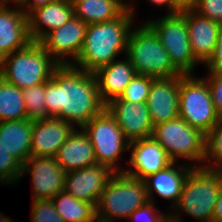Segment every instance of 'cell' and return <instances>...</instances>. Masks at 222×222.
Here are the masks:
<instances>
[{
	"label": "cell",
	"instance_id": "obj_41",
	"mask_svg": "<svg viewBox=\"0 0 222 222\" xmlns=\"http://www.w3.org/2000/svg\"><path fill=\"white\" fill-rule=\"evenodd\" d=\"M119 6H121L125 11H130L133 13L134 17H135V10L133 8V5L128 2H125L123 0H114Z\"/></svg>",
	"mask_w": 222,
	"mask_h": 222
},
{
	"label": "cell",
	"instance_id": "obj_25",
	"mask_svg": "<svg viewBox=\"0 0 222 222\" xmlns=\"http://www.w3.org/2000/svg\"><path fill=\"white\" fill-rule=\"evenodd\" d=\"M73 8L74 16L87 24L111 21L125 11L114 0H76Z\"/></svg>",
	"mask_w": 222,
	"mask_h": 222
},
{
	"label": "cell",
	"instance_id": "obj_35",
	"mask_svg": "<svg viewBox=\"0 0 222 222\" xmlns=\"http://www.w3.org/2000/svg\"><path fill=\"white\" fill-rule=\"evenodd\" d=\"M204 79L209 85L215 110L222 118V72H209Z\"/></svg>",
	"mask_w": 222,
	"mask_h": 222
},
{
	"label": "cell",
	"instance_id": "obj_19",
	"mask_svg": "<svg viewBox=\"0 0 222 222\" xmlns=\"http://www.w3.org/2000/svg\"><path fill=\"white\" fill-rule=\"evenodd\" d=\"M180 13L186 18L193 56L204 65L216 47L220 23L199 15L193 9Z\"/></svg>",
	"mask_w": 222,
	"mask_h": 222
},
{
	"label": "cell",
	"instance_id": "obj_10",
	"mask_svg": "<svg viewBox=\"0 0 222 222\" xmlns=\"http://www.w3.org/2000/svg\"><path fill=\"white\" fill-rule=\"evenodd\" d=\"M82 129L91 141L97 163L108 166L114 172H122L116 162L126 149L128 151L130 141L107 109L93 117Z\"/></svg>",
	"mask_w": 222,
	"mask_h": 222
},
{
	"label": "cell",
	"instance_id": "obj_30",
	"mask_svg": "<svg viewBox=\"0 0 222 222\" xmlns=\"http://www.w3.org/2000/svg\"><path fill=\"white\" fill-rule=\"evenodd\" d=\"M154 79L155 78L150 76L136 74L120 97L111 100H126L132 103L146 102Z\"/></svg>",
	"mask_w": 222,
	"mask_h": 222
},
{
	"label": "cell",
	"instance_id": "obj_26",
	"mask_svg": "<svg viewBox=\"0 0 222 222\" xmlns=\"http://www.w3.org/2000/svg\"><path fill=\"white\" fill-rule=\"evenodd\" d=\"M52 202L64 222H97L96 207L92 203L77 200L65 191L53 197Z\"/></svg>",
	"mask_w": 222,
	"mask_h": 222
},
{
	"label": "cell",
	"instance_id": "obj_6",
	"mask_svg": "<svg viewBox=\"0 0 222 222\" xmlns=\"http://www.w3.org/2000/svg\"><path fill=\"white\" fill-rule=\"evenodd\" d=\"M149 202L144 180L115 172L96 206L97 222H114L126 218Z\"/></svg>",
	"mask_w": 222,
	"mask_h": 222
},
{
	"label": "cell",
	"instance_id": "obj_15",
	"mask_svg": "<svg viewBox=\"0 0 222 222\" xmlns=\"http://www.w3.org/2000/svg\"><path fill=\"white\" fill-rule=\"evenodd\" d=\"M128 150L131 151L128 161L131 168H121L122 172L141 180L173 163L165 149L152 136L130 141Z\"/></svg>",
	"mask_w": 222,
	"mask_h": 222
},
{
	"label": "cell",
	"instance_id": "obj_22",
	"mask_svg": "<svg viewBox=\"0 0 222 222\" xmlns=\"http://www.w3.org/2000/svg\"><path fill=\"white\" fill-rule=\"evenodd\" d=\"M126 60H114L94 72L101 100L107 104L120 97L136 72L126 56Z\"/></svg>",
	"mask_w": 222,
	"mask_h": 222
},
{
	"label": "cell",
	"instance_id": "obj_13",
	"mask_svg": "<svg viewBox=\"0 0 222 222\" xmlns=\"http://www.w3.org/2000/svg\"><path fill=\"white\" fill-rule=\"evenodd\" d=\"M115 172L108 166L93 164L66 173L64 191L77 200L98 204L102 192Z\"/></svg>",
	"mask_w": 222,
	"mask_h": 222
},
{
	"label": "cell",
	"instance_id": "obj_36",
	"mask_svg": "<svg viewBox=\"0 0 222 222\" xmlns=\"http://www.w3.org/2000/svg\"><path fill=\"white\" fill-rule=\"evenodd\" d=\"M204 65L208 68V72H222V23L219 26L218 39L214 52Z\"/></svg>",
	"mask_w": 222,
	"mask_h": 222
},
{
	"label": "cell",
	"instance_id": "obj_28",
	"mask_svg": "<svg viewBox=\"0 0 222 222\" xmlns=\"http://www.w3.org/2000/svg\"><path fill=\"white\" fill-rule=\"evenodd\" d=\"M46 82L23 89L27 117L30 120L49 118L45 105Z\"/></svg>",
	"mask_w": 222,
	"mask_h": 222
},
{
	"label": "cell",
	"instance_id": "obj_8",
	"mask_svg": "<svg viewBox=\"0 0 222 222\" xmlns=\"http://www.w3.org/2000/svg\"><path fill=\"white\" fill-rule=\"evenodd\" d=\"M146 23L154 30L169 55L173 67L181 75H193L199 63L193 56L186 18L181 14L164 15Z\"/></svg>",
	"mask_w": 222,
	"mask_h": 222
},
{
	"label": "cell",
	"instance_id": "obj_5",
	"mask_svg": "<svg viewBox=\"0 0 222 222\" xmlns=\"http://www.w3.org/2000/svg\"><path fill=\"white\" fill-rule=\"evenodd\" d=\"M126 56L138 75L155 79L181 76L171 64L168 52L159 37L146 22L138 28L131 29Z\"/></svg>",
	"mask_w": 222,
	"mask_h": 222
},
{
	"label": "cell",
	"instance_id": "obj_16",
	"mask_svg": "<svg viewBox=\"0 0 222 222\" xmlns=\"http://www.w3.org/2000/svg\"><path fill=\"white\" fill-rule=\"evenodd\" d=\"M75 129L57 117L33 120L30 157L55 156Z\"/></svg>",
	"mask_w": 222,
	"mask_h": 222
},
{
	"label": "cell",
	"instance_id": "obj_44",
	"mask_svg": "<svg viewBox=\"0 0 222 222\" xmlns=\"http://www.w3.org/2000/svg\"><path fill=\"white\" fill-rule=\"evenodd\" d=\"M161 222H177L170 214Z\"/></svg>",
	"mask_w": 222,
	"mask_h": 222
},
{
	"label": "cell",
	"instance_id": "obj_31",
	"mask_svg": "<svg viewBox=\"0 0 222 222\" xmlns=\"http://www.w3.org/2000/svg\"><path fill=\"white\" fill-rule=\"evenodd\" d=\"M22 164L0 145V182L11 183L19 181Z\"/></svg>",
	"mask_w": 222,
	"mask_h": 222
},
{
	"label": "cell",
	"instance_id": "obj_23",
	"mask_svg": "<svg viewBox=\"0 0 222 222\" xmlns=\"http://www.w3.org/2000/svg\"><path fill=\"white\" fill-rule=\"evenodd\" d=\"M56 162L66 173L76 171L97 163L94 148L88 135L77 128L59 148Z\"/></svg>",
	"mask_w": 222,
	"mask_h": 222
},
{
	"label": "cell",
	"instance_id": "obj_21",
	"mask_svg": "<svg viewBox=\"0 0 222 222\" xmlns=\"http://www.w3.org/2000/svg\"><path fill=\"white\" fill-rule=\"evenodd\" d=\"M32 40L28 31V19L21 7L0 5V49L5 54L26 47Z\"/></svg>",
	"mask_w": 222,
	"mask_h": 222
},
{
	"label": "cell",
	"instance_id": "obj_2",
	"mask_svg": "<svg viewBox=\"0 0 222 222\" xmlns=\"http://www.w3.org/2000/svg\"><path fill=\"white\" fill-rule=\"evenodd\" d=\"M135 18L124 11L111 21L88 24L79 57L72 66L86 72H95L127 51V41ZM75 63V64H74Z\"/></svg>",
	"mask_w": 222,
	"mask_h": 222
},
{
	"label": "cell",
	"instance_id": "obj_17",
	"mask_svg": "<svg viewBox=\"0 0 222 222\" xmlns=\"http://www.w3.org/2000/svg\"><path fill=\"white\" fill-rule=\"evenodd\" d=\"M180 76L152 81L147 107L154 126L179 118Z\"/></svg>",
	"mask_w": 222,
	"mask_h": 222
},
{
	"label": "cell",
	"instance_id": "obj_46",
	"mask_svg": "<svg viewBox=\"0 0 222 222\" xmlns=\"http://www.w3.org/2000/svg\"><path fill=\"white\" fill-rule=\"evenodd\" d=\"M64 1H66V2H69V3H74L76 0H64Z\"/></svg>",
	"mask_w": 222,
	"mask_h": 222
},
{
	"label": "cell",
	"instance_id": "obj_32",
	"mask_svg": "<svg viewBox=\"0 0 222 222\" xmlns=\"http://www.w3.org/2000/svg\"><path fill=\"white\" fill-rule=\"evenodd\" d=\"M30 222H64L56 211L52 199L32 201Z\"/></svg>",
	"mask_w": 222,
	"mask_h": 222
},
{
	"label": "cell",
	"instance_id": "obj_18",
	"mask_svg": "<svg viewBox=\"0 0 222 222\" xmlns=\"http://www.w3.org/2000/svg\"><path fill=\"white\" fill-rule=\"evenodd\" d=\"M203 165L204 163L195 166L193 163L192 166H181L177 165L176 162H173L161 171L149 175L144 179L149 201L153 202L155 199L153 196L158 194V196L163 199L171 200V202L173 201L169 207L173 209L179 202L184 182L191 169L193 167H203Z\"/></svg>",
	"mask_w": 222,
	"mask_h": 222
},
{
	"label": "cell",
	"instance_id": "obj_12",
	"mask_svg": "<svg viewBox=\"0 0 222 222\" xmlns=\"http://www.w3.org/2000/svg\"><path fill=\"white\" fill-rule=\"evenodd\" d=\"M30 173L32 200L52 199L64 191L65 170L55 156L30 157L23 165L21 176Z\"/></svg>",
	"mask_w": 222,
	"mask_h": 222
},
{
	"label": "cell",
	"instance_id": "obj_43",
	"mask_svg": "<svg viewBox=\"0 0 222 222\" xmlns=\"http://www.w3.org/2000/svg\"><path fill=\"white\" fill-rule=\"evenodd\" d=\"M4 214L0 213V222H14L13 220L10 219V217H6V216H3Z\"/></svg>",
	"mask_w": 222,
	"mask_h": 222
},
{
	"label": "cell",
	"instance_id": "obj_3",
	"mask_svg": "<svg viewBox=\"0 0 222 222\" xmlns=\"http://www.w3.org/2000/svg\"><path fill=\"white\" fill-rule=\"evenodd\" d=\"M222 189V170L193 167L187 176L175 210L170 214L177 222L183 212L198 222H212L215 203ZM177 214H175V213Z\"/></svg>",
	"mask_w": 222,
	"mask_h": 222
},
{
	"label": "cell",
	"instance_id": "obj_11",
	"mask_svg": "<svg viewBox=\"0 0 222 222\" xmlns=\"http://www.w3.org/2000/svg\"><path fill=\"white\" fill-rule=\"evenodd\" d=\"M87 26L86 22L73 16L60 28L49 32L40 44L60 65H72V61L75 62L79 57Z\"/></svg>",
	"mask_w": 222,
	"mask_h": 222
},
{
	"label": "cell",
	"instance_id": "obj_42",
	"mask_svg": "<svg viewBox=\"0 0 222 222\" xmlns=\"http://www.w3.org/2000/svg\"><path fill=\"white\" fill-rule=\"evenodd\" d=\"M9 2H14L15 7H21L26 2V0H0V5H7Z\"/></svg>",
	"mask_w": 222,
	"mask_h": 222
},
{
	"label": "cell",
	"instance_id": "obj_1",
	"mask_svg": "<svg viewBox=\"0 0 222 222\" xmlns=\"http://www.w3.org/2000/svg\"><path fill=\"white\" fill-rule=\"evenodd\" d=\"M45 105L49 117L60 118L80 129L106 107L94 72L72 65H60L46 82Z\"/></svg>",
	"mask_w": 222,
	"mask_h": 222
},
{
	"label": "cell",
	"instance_id": "obj_27",
	"mask_svg": "<svg viewBox=\"0 0 222 222\" xmlns=\"http://www.w3.org/2000/svg\"><path fill=\"white\" fill-rule=\"evenodd\" d=\"M26 118L23 90L0 76V122Z\"/></svg>",
	"mask_w": 222,
	"mask_h": 222
},
{
	"label": "cell",
	"instance_id": "obj_38",
	"mask_svg": "<svg viewBox=\"0 0 222 222\" xmlns=\"http://www.w3.org/2000/svg\"><path fill=\"white\" fill-rule=\"evenodd\" d=\"M55 0H26V2L21 6V9L28 15L34 9L45 6L48 3L54 2Z\"/></svg>",
	"mask_w": 222,
	"mask_h": 222
},
{
	"label": "cell",
	"instance_id": "obj_33",
	"mask_svg": "<svg viewBox=\"0 0 222 222\" xmlns=\"http://www.w3.org/2000/svg\"><path fill=\"white\" fill-rule=\"evenodd\" d=\"M157 210L159 209L155 207V202L149 201L135 210L128 219L135 220V222L137 220L140 222H161L169 215L168 213H160V210Z\"/></svg>",
	"mask_w": 222,
	"mask_h": 222
},
{
	"label": "cell",
	"instance_id": "obj_14",
	"mask_svg": "<svg viewBox=\"0 0 222 222\" xmlns=\"http://www.w3.org/2000/svg\"><path fill=\"white\" fill-rule=\"evenodd\" d=\"M105 108L114 117L129 141L152 136L154 125L146 102L110 100Z\"/></svg>",
	"mask_w": 222,
	"mask_h": 222
},
{
	"label": "cell",
	"instance_id": "obj_40",
	"mask_svg": "<svg viewBox=\"0 0 222 222\" xmlns=\"http://www.w3.org/2000/svg\"><path fill=\"white\" fill-rule=\"evenodd\" d=\"M150 3L155 6H167L166 8L168 9V13L166 15H173V0H149Z\"/></svg>",
	"mask_w": 222,
	"mask_h": 222
},
{
	"label": "cell",
	"instance_id": "obj_7",
	"mask_svg": "<svg viewBox=\"0 0 222 222\" xmlns=\"http://www.w3.org/2000/svg\"><path fill=\"white\" fill-rule=\"evenodd\" d=\"M194 75L180 76L179 117L206 135L222 118L215 110L206 80Z\"/></svg>",
	"mask_w": 222,
	"mask_h": 222
},
{
	"label": "cell",
	"instance_id": "obj_37",
	"mask_svg": "<svg viewBox=\"0 0 222 222\" xmlns=\"http://www.w3.org/2000/svg\"><path fill=\"white\" fill-rule=\"evenodd\" d=\"M196 3L197 0H173V14L192 10L196 6Z\"/></svg>",
	"mask_w": 222,
	"mask_h": 222
},
{
	"label": "cell",
	"instance_id": "obj_20",
	"mask_svg": "<svg viewBox=\"0 0 222 222\" xmlns=\"http://www.w3.org/2000/svg\"><path fill=\"white\" fill-rule=\"evenodd\" d=\"M73 16V4L64 0H55L34 9L27 15L31 40L40 42L49 32L60 28Z\"/></svg>",
	"mask_w": 222,
	"mask_h": 222
},
{
	"label": "cell",
	"instance_id": "obj_24",
	"mask_svg": "<svg viewBox=\"0 0 222 222\" xmlns=\"http://www.w3.org/2000/svg\"><path fill=\"white\" fill-rule=\"evenodd\" d=\"M32 120L0 122V145L22 165L30 158Z\"/></svg>",
	"mask_w": 222,
	"mask_h": 222
},
{
	"label": "cell",
	"instance_id": "obj_45",
	"mask_svg": "<svg viewBox=\"0 0 222 222\" xmlns=\"http://www.w3.org/2000/svg\"><path fill=\"white\" fill-rule=\"evenodd\" d=\"M5 57H6V55L0 49V67L3 64V61H4Z\"/></svg>",
	"mask_w": 222,
	"mask_h": 222
},
{
	"label": "cell",
	"instance_id": "obj_4",
	"mask_svg": "<svg viewBox=\"0 0 222 222\" xmlns=\"http://www.w3.org/2000/svg\"><path fill=\"white\" fill-rule=\"evenodd\" d=\"M59 66L40 42L32 41L26 47L6 55L0 67V76L23 90L47 82Z\"/></svg>",
	"mask_w": 222,
	"mask_h": 222
},
{
	"label": "cell",
	"instance_id": "obj_34",
	"mask_svg": "<svg viewBox=\"0 0 222 222\" xmlns=\"http://www.w3.org/2000/svg\"><path fill=\"white\" fill-rule=\"evenodd\" d=\"M193 10L212 21L222 23V0H197Z\"/></svg>",
	"mask_w": 222,
	"mask_h": 222
},
{
	"label": "cell",
	"instance_id": "obj_39",
	"mask_svg": "<svg viewBox=\"0 0 222 222\" xmlns=\"http://www.w3.org/2000/svg\"><path fill=\"white\" fill-rule=\"evenodd\" d=\"M212 222H222V189L220 190L215 203Z\"/></svg>",
	"mask_w": 222,
	"mask_h": 222
},
{
	"label": "cell",
	"instance_id": "obj_29",
	"mask_svg": "<svg viewBox=\"0 0 222 222\" xmlns=\"http://www.w3.org/2000/svg\"><path fill=\"white\" fill-rule=\"evenodd\" d=\"M206 162L208 164L203 167L222 170V119L205 135Z\"/></svg>",
	"mask_w": 222,
	"mask_h": 222
},
{
	"label": "cell",
	"instance_id": "obj_9",
	"mask_svg": "<svg viewBox=\"0 0 222 222\" xmlns=\"http://www.w3.org/2000/svg\"><path fill=\"white\" fill-rule=\"evenodd\" d=\"M152 137L165 149L173 162L184 158L191 162L205 159V134L180 117L157 124Z\"/></svg>",
	"mask_w": 222,
	"mask_h": 222
}]
</instances>
